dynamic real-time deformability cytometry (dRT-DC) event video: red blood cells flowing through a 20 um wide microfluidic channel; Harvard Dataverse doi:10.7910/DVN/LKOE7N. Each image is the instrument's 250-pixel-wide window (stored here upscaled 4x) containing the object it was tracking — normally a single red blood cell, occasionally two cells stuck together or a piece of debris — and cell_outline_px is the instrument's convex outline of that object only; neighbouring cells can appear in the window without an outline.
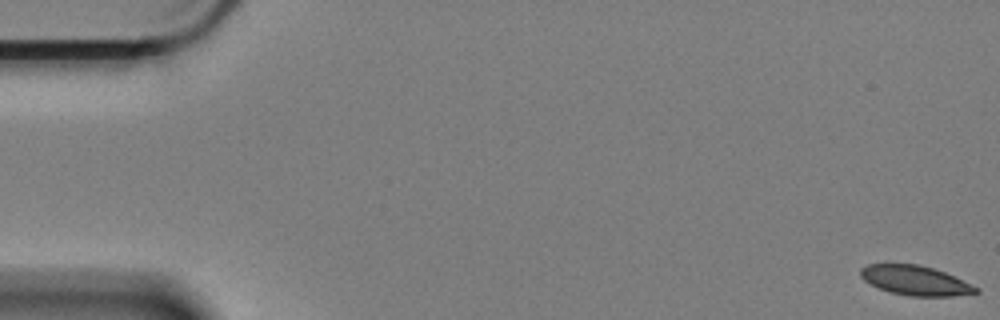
{"species": "Egyptian fruit bat (a non-hibernating species)", "species_latin": "Rousettus aegyptiacus", "temperature_condition": "cold", "stored_images_in_passage": 18, "camera_frame_rate_fps": 3000, "um_per_image_px": 0.085, "animal": {"sex": "female"}, "frame": {"image": 1, "passage_image": 1, "time_ms": 0.0, "image_size_px": [1000, 320], "cell_outline_px": [[980, 292], [952, 296], [908, 296], [892, 292], [880, 288], [864, 280], [860, 276], [860, 268], [868, 264], [916, 264], [932, 268], [944, 272], [972, 284], [980, 288]], "centroid_in_image_um": [77.82, 23.84], "position_along_channel_um": 7.2, "area_um2": 19.71}}